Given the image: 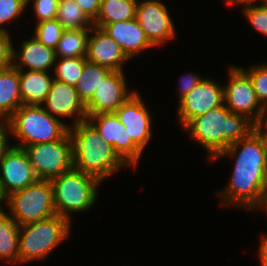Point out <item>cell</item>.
<instances>
[{"label": "cell", "mask_w": 267, "mask_h": 266, "mask_svg": "<svg viewBox=\"0 0 267 266\" xmlns=\"http://www.w3.org/2000/svg\"><path fill=\"white\" fill-rule=\"evenodd\" d=\"M261 2L267 6V0H261Z\"/></svg>", "instance_id": "f6af8a7d"}, {"label": "cell", "mask_w": 267, "mask_h": 266, "mask_svg": "<svg viewBox=\"0 0 267 266\" xmlns=\"http://www.w3.org/2000/svg\"><path fill=\"white\" fill-rule=\"evenodd\" d=\"M21 105L19 69L13 65L0 69V120H8Z\"/></svg>", "instance_id": "44dd1931"}, {"label": "cell", "mask_w": 267, "mask_h": 266, "mask_svg": "<svg viewBox=\"0 0 267 266\" xmlns=\"http://www.w3.org/2000/svg\"><path fill=\"white\" fill-rule=\"evenodd\" d=\"M262 195H267V168L263 178Z\"/></svg>", "instance_id": "ab89813d"}, {"label": "cell", "mask_w": 267, "mask_h": 266, "mask_svg": "<svg viewBox=\"0 0 267 266\" xmlns=\"http://www.w3.org/2000/svg\"><path fill=\"white\" fill-rule=\"evenodd\" d=\"M41 106L54 118H73L71 126L87 121L86 106L75 86L53 80L50 91Z\"/></svg>", "instance_id": "9a60e30c"}, {"label": "cell", "mask_w": 267, "mask_h": 266, "mask_svg": "<svg viewBox=\"0 0 267 266\" xmlns=\"http://www.w3.org/2000/svg\"><path fill=\"white\" fill-rule=\"evenodd\" d=\"M33 36L37 38L46 47L56 49L58 41L61 39L64 27L57 19L45 20L34 24Z\"/></svg>", "instance_id": "f1b7e54d"}, {"label": "cell", "mask_w": 267, "mask_h": 266, "mask_svg": "<svg viewBox=\"0 0 267 266\" xmlns=\"http://www.w3.org/2000/svg\"><path fill=\"white\" fill-rule=\"evenodd\" d=\"M56 19L64 29H91L93 27V22L74 0H59Z\"/></svg>", "instance_id": "484cf974"}, {"label": "cell", "mask_w": 267, "mask_h": 266, "mask_svg": "<svg viewBox=\"0 0 267 266\" xmlns=\"http://www.w3.org/2000/svg\"><path fill=\"white\" fill-rule=\"evenodd\" d=\"M55 60V50L46 47L34 36L21 41L19 50L13 49V66L19 70L50 72Z\"/></svg>", "instance_id": "d6986e66"}, {"label": "cell", "mask_w": 267, "mask_h": 266, "mask_svg": "<svg viewBox=\"0 0 267 266\" xmlns=\"http://www.w3.org/2000/svg\"><path fill=\"white\" fill-rule=\"evenodd\" d=\"M87 121L105 142L113 146L118 156L129 167L139 164L143 150L131 139L114 112L90 115Z\"/></svg>", "instance_id": "30bf717a"}, {"label": "cell", "mask_w": 267, "mask_h": 266, "mask_svg": "<svg viewBox=\"0 0 267 266\" xmlns=\"http://www.w3.org/2000/svg\"><path fill=\"white\" fill-rule=\"evenodd\" d=\"M73 168L97 178L101 183L113 173L129 166L88 122L70 126Z\"/></svg>", "instance_id": "3957f363"}, {"label": "cell", "mask_w": 267, "mask_h": 266, "mask_svg": "<svg viewBox=\"0 0 267 266\" xmlns=\"http://www.w3.org/2000/svg\"><path fill=\"white\" fill-rule=\"evenodd\" d=\"M27 8V0H0V30L10 32L5 24L21 18Z\"/></svg>", "instance_id": "4dcf8cb0"}, {"label": "cell", "mask_w": 267, "mask_h": 266, "mask_svg": "<svg viewBox=\"0 0 267 266\" xmlns=\"http://www.w3.org/2000/svg\"><path fill=\"white\" fill-rule=\"evenodd\" d=\"M54 207L57 215L71 221V213L86 212L98 199L97 178L72 168L51 180Z\"/></svg>", "instance_id": "8992f818"}, {"label": "cell", "mask_w": 267, "mask_h": 266, "mask_svg": "<svg viewBox=\"0 0 267 266\" xmlns=\"http://www.w3.org/2000/svg\"><path fill=\"white\" fill-rule=\"evenodd\" d=\"M258 258L261 266H267V241L260 239Z\"/></svg>", "instance_id": "74e56055"}, {"label": "cell", "mask_w": 267, "mask_h": 266, "mask_svg": "<svg viewBox=\"0 0 267 266\" xmlns=\"http://www.w3.org/2000/svg\"><path fill=\"white\" fill-rule=\"evenodd\" d=\"M136 20L153 47L176 38V30L166 4L160 0H138Z\"/></svg>", "instance_id": "8fae6325"}, {"label": "cell", "mask_w": 267, "mask_h": 266, "mask_svg": "<svg viewBox=\"0 0 267 266\" xmlns=\"http://www.w3.org/2000/svg\"><path fill=\"white\" fill-rule=\"evenodd\" d=\"M53 80L54 77L49 72L19 70L22 103L41 105L50 91Z\"/></svg>", "instance_id": "ffe728a7"}, {"label": "cell", "mask_w": 267, "mask_h": 266, "mask_svg": "<svg viewBox=\"0 0 267 266\" xmlns=\"http://www.w3.org/2000/svg\"><path fill=\"white\" fill-rule=\"evenodd\" d=\"M31 0H27V6ZM33 13L36 15L39 23L45 20H52L56 18L59 0H32Z\"/></svg>", "instance_id": "1f68e13d"}, {"label": "cell", "mask_w": 267, "mask_h": 266, "mask_svg": "<svg viewBox=\"0 0 267 266\" xmlns=\"http://www.w3.org/2000/svg\"><path fill=\"white\" fill-rule=\"evenodd\" d=\"M11 134L22 148L29 145L53 142L62 139L68 132V125L51 116L41 105H21L8 119Z\"/></svg>", "instance_id": "277c9868"}, {"label": "cell", "mask_w": 267, "mask_h": 266, "mask_svg": "<svg viewBox=\"0 0 267 266\" xmlns=\"http://www.w3.org/2000/svg\"><path fill=\"white\" fill-rule=\"evenodd\" d=\"M183 129L208 152L210 161L230 144L247 137L256 124L242 114L232 113L223 104L192 119Z\"/></svg>", "instance_id": "7a4b0ae2"}, {"label": "cell", "mask_w": 267, "mask_h": 266, "mask_svg": "<svg viewBox=\"0 0 267 266\" xmlns=\"http://www.w3.org/2000/svg\"><path fill=\"white\" fill-rule=\"evenodd\" d=\"M9 135H11V129L8 120H0V161L13 146V144L9 143Z\"/></svg>", "instance_id": "d590c367"}, {"label": "cell", "mask_w": 267, "mask_h": 266, "mask_svg": "<svg viewBox=\"0 0 267 266\" xmlns=\"http://www.w3.org/2000/svg\"><path fill=\"white\" fill-rule=\"evenodd\" d=\"M224 85L212 78L202 81L177 106V121L184 128L192 119L224 104Z\"/></svg>", "instance_id": "7c38bea8"}, {"label": "cell", "mask_w": 267, "mask_h": 266, "mask_svg": "<svg viewBox=\"0 0 267 266\" xmlns=\"http://www.w3.org/2000/svg\"><path fill=\"white\" fill-rule=\"evenodd\" d=\"M229 80L224 85V104L232 112L242 114L255 124L263 119L264 107L256 97L249 76L239 66H229Z\"/></svg>", "instance_id": "9c48e42d"}, {"label": "cell", "mask_w": 267, "mask_h": 266, "mask_svg": "<svg viewBox=\"0 0 267 266\" xmlns=\"http://www.w3.org/2000/svg\"><path fill=\"white\" fill-rule=\"evenodd\" d=\"M227 4H230V5H237V0H221Z\"/></svg>", "instance_id": "b9f144b4"}, {"label": "cell", "mask_w": 267, "mask_h": 266, "mask_svg": "<svg viewBox=\"0 0 267 266\" xmlns=\"http://www.w3.org/2000/svg\"><path fill=\"white\" fill-rule=\"evenodd\" d=\"M136 90L114 112L131 139L144 151L152 138V115Z\"/></svg>", "instance_id": "5bb4252c"}, {"label": "cell", "mask_w": 267, "mask_h": 266, "mask_svg": "<svg viewBox=\"0 0 267 266\" xmlns=\"http://www.w3.org/2000/svg\"><path fill=\"white\" fill-rule=\"evenodd\" d=\"M19 229L20 226L5 211H0V261L19 263Z\"/></svg>", "instance_id": "7402d4cb"}, {"label": "cell", "mask_w": 267, "mask_h": 266, "mask_svg": "<svg viewBox=\"0 0 267 266\" xmlns=\"http://www.w3.org/2000/svg\"><path fill=\"white\" fill-rule=\"evenodd\" d=\"M237 5L243 7V16L252 27L267 37V6L261 1H246Z\"/></svg>", "instance_id": "83f0119b"}, {"label": "cell", "mask_w": 267, "mask_h": 266, "mask_svg": "<svg viewBox=\"0 0 267 266\" xmlns=\"http://www.w3.org/2000/svg\"><path fill=\"white\" fill-rule=\"evenodd\" d=\"M41 180H52L73 168L72 140L69 132L53 142L22 147Z\"/></svg>", "instance_id": "ba28073f"}, {"label": "cell", "mask_w": 267, "mask_h": 266, "mask_svg": "<svg viewBox=\"0 0 267 266\" xmlns=\"http://www.w3.org/2000/svg\"><path fill=\"white\" fill-rule=\"evenodd\" d=\"M86 61V57H56L52 75L55 80L76 86Z\"/></svg>", "instance_id": "4316f807"}, {"label": "cell", "mask_w": 267, "mask_h": 266, "mask_svg": "<svg viewBox=\"0 0 267 266\" xmlns=\"http://www.w3.org/2000/svg\"><path fill=\"white\" fill-rule=\"evenodd\" d=\"M90 29H65L55 49L56 57H86Z\"/></svg>", "instance_id": "cb8c5ba5"}, {"label": "cell", "mask_w": 267, "mask_h": 266, "mask_svg": "<svg viewBox=\"0 0 267 266\" xmlns=\"http://www.w3.org/2000/svg\"><path fill=\"white\" fill-rule=\"evenodd\" d=\"M112 72V70L98 64L86 61L75 86L81 101L86 105L93 97L95 89Z\"/></svg>", "instance_id": "d4e9b609"}, {"label": "cell", "mask_w": 267, "mask_h": 266, "mask_svg": "<svg viewBox=\"0 0 267 266\" xmlns=\"http://www.w3.org/2000/svg\"><path fill=\"white\" fill-rule=\"evenodd\" d=\"M5 201L9 215L19 226L56 215L50 180L38 179L35 183L8 196Z\"/></svg>", "instance_id": "52a82bcc"}, {"label": "cell", "mask_w": 267, "mask_h": 266, "mask_svg": "<svg viewBox=\"0 0 267 266\" xmlns=\"http://www.w3.org/2000/svg\"><path fill=\"white\" fill-rule=\"evenodd\" d=\"M239 67L249 76L260 104L267 107V63H257L248 69Z\"/></svg>", "instance_id": "f546056e"}, {"label": "cell", "mask_w": 267, "mask_h": 266, "mask_svg": "<svg viewBox=\"0 0 267 266\" xmlns=\"http://www.w3.org/2000/svg\"><path fill=\"white\" fill-rule=\"evenodd\" d=\"M257 130H267V107L264 109L263 119L256 124Z\"/></svg>", "instance_id": "f35d334b"}, {"label": "cell", "mask_w": 267, "mask_h": 266, "mask_svg": "<svg viewBox=\"0 0 267 266\" xmlns=\"http://www.w3.org/2000/svg\"><path fill=\"white\" fill-rule=\"evenodd\" d=\"M258 132L262 135L267 150V130H258Z\"/></svg>", "instance_id": "60d3db41"}, {"label": "cell", "mask_w": 267, "mask_h": 266, "mask_svg": "<svg viewBox=\"0 0 267 266\" xmlns=\"http://www.w3.org/2000/svg\"><path fill=\"white\" fill-rule=\"evenodd\" d=\"M72 222L59 215L20 225L19 264L47 258L70 236Z\"/></svg>", "instance_id": "5b68a950"}, {"label": "cell", "mask_w": 267, "mask_h": 266, "mask_svg": "<svg viewBox=\"0 0 267 266\" xmlns=\"http://www.w3.org/2000/svg\"><path fill=\"white\" fill-rule=\"evenodd\" d=\"M246 1H261V0H237V4H239L241 2H246Z\"/></svg>", "instance_id": "ee69618b"}, {"label": "cell", "mask_w": 267, "mask_h": 266, "mask_svg": "<svg viewBox=\"0 0 267 266\" xmlns=\"http://www.w3.org/2000/svg\"><path fill=\"white\" fill-rule=\"evenodd\" d=\"M180 79V84L178 88V97L179 101L186 96L188 93H190L196 86L199 84L203 77L199 75V73H184L182 76L179 78Z\"/></svg>", "instance_id": "836d02e7"}, {"label": "cell", "mask_w": 267, "mask_h": 266, "mask_svg": "<svg viewBox=\"0 0 267 266\" xmlns=\"http://www.w3.org/2000/svg\"><path fill=\"white\" fill-rule=\"evenodd\" d=\"M138 0H102L98 17L93 26L103 28L106 24L131 20L136 17Z\"/></svg>", "instance_id": "603a6c76"}, {"label": "cell", "mask_w": 267, "mask_h": 266, "mask_svg": "<svg viewBox=\"0 0 267 266\" xmlns=\"http://www.w3.org/2000/svg\"><path fill=\"white\" fill-rule=\"evenodd\" d=\"M102 29L121 47L129 61L144 50L154 48L136 18L106 24Z\"/></svg>", "instance_id": "ac0fdd59"}, {"label": "cell", "mask_w": 267, "mask_h": 266, "mask_svg": "<svg viewBox=\"0 0 267 266\" xmlns=\"http://www.w3.org/2000/svg\"><path fill=\"white\" fill-rule=\"evenodd\" d=\"M5 198L4 196L2 195L1 193V190H0V211L4 210V208L2 207V202H4Z\"/></svg>", "instance_id": "7bdbcfd3"}, {"label": "cell", "mask_w": 267, "mask_h": 266, "mask_svg": "<svg viewBox=\"0 0 267 266\" xmlns=\"http://www.w3.org/2000/svg\"><path fill=\"white\" fill-rule=\"evenodd\" d=\"M37 180L24 149L12 146L0 161V190L4 198Z\"/></svg>", "instance_id": "4fadbf2b"}, {"label": "cell", "mask_w": 267, "mask_h": 266, "mask_svg": "<svg viewBox=\"0 0 267 266\" xmlns=\"http://www.w3.org/2000/svg\"><path fill=\"white\" fill-rule=\"evenodd\" d=\"M263 210L267 213V195H261L257 202L250 208V212L252 211H256V210ZM261 239L264 241H267V235L266 234H262L261 235Z\"/></svg>", "instance_id": "8d00e7d4"}, {"label": "cell", "mask_w": 267, "mask_h": 266, "mask_svg": "<svg viewBox=\"0 0 267 266\" xmlns=\"http://www.w3.org/2000/svg\"><path fill=\"white\" fill-rule=\"evenodd\" d=\"M14 48L10 33L0 30V69L13 65Z\"/></svg>", "instance_id": "d6a6232c"}, {"label": "cell", "mask_w": 267, "mask_h": 266, "mask_svg": "<svg viewBox=\"0 0 267 266\" xmlns=\"http://www.w3.org/2000/svg\"><path fill=\"white\" fill-rule=\"evenodd\" d=\"M84 14L94 22L98 17L102 0H74Z\"/></svg>", "instance_id": "e575fe53"}, {"label": "cell", "mask_w": 267, "mask_h": 266, "mask_svg": "<svg viewBox=\"0 0 267 266\" xmlns=\"http://www.w3.org/2000/svg\"><path fill=\"white\" fill-rule=\"evenodd\" d=\"M229 157L234 167L227 187L217 191L220 206L250 208L262 195V184L267 168V150L264 139L257 129L238 142L230 144L211 161Z\"/></svg>", "instance_id": "6da1fadb"}, {"label": "cell", "mask_w": 267, "mask_h": 266, "mask_svg": "<svg viewBox=\"0 0 267 266\" xmlns=\"http://www.w3.org/2000/svg\"><path fill=\"white\" fill-rule=\"evenodd\" d=\"M127 88L124 71H112L95 89L92 99L85 105L87 117L98 113L115 112L136 92Z\"/></svg>", "instance_id": "2e32d148"}, {"label": "cell", "mask_w": 267, "mask_h": 266, "mask_svg": "<svg viewBox=\"0 0 267 266\" xmlns=\"http://www.w3.org/2000/svg\"><path fill=\"white\" fill-rule=\"evenodd\" d=\"M86 59L112 71H124L123 64L129 60L107 32L96 26L88 35Z\"/></svg>", "instance_id": "e0dca14e"}]
</instances>
